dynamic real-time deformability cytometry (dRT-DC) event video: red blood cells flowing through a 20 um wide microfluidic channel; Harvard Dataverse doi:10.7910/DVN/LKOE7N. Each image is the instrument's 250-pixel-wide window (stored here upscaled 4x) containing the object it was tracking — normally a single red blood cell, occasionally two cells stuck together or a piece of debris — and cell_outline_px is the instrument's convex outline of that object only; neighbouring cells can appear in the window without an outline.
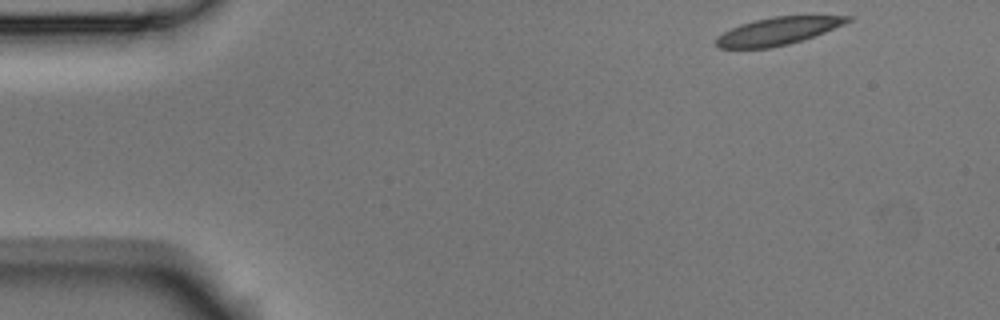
{"species": "Egyptian fruit bat (a non-hibernating species)", "species_latin": "Rousettus aegyptiacus", "temperature_condition": "room temperature", "stored_images_in_passage": 3, "camera_frame_rate_fps": 3000, "um_per_image_px": 0.085, "animal": {"sex": "male"}, "frame": {"image": 1, "passage_image": 1, "time_ms": 0.0, "image_size_px": [1000, 320], "cell_outline_px": [[856, 16], [852, 20], [844, 24], [824, 32], [788, 44], [772, 48], [720, 48], [716, 44], [716, 36], [740, 24], [752, 20], [772, 16]], "centroid_in_image_um": [66.1, 2.63], "position_along_channel_um": 18.9, "area_um2": 20.98}}
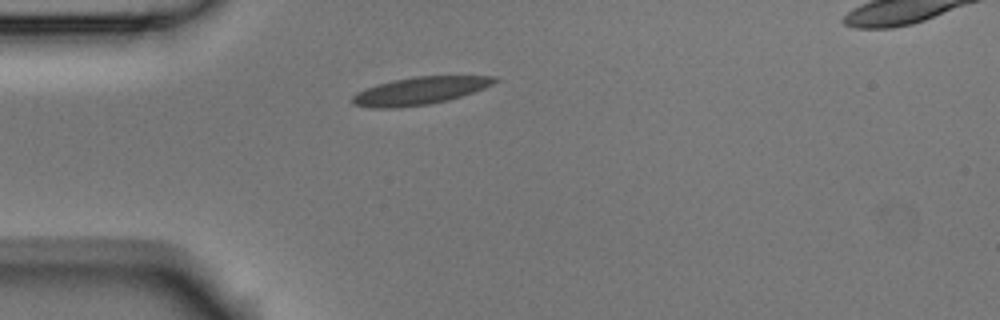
{"frame": {"image": 2, "passage_image": 3, "time_ms": 0.667, "image_size_px": [1000, 320], "cell_outline_px": [[500, 80], [484, 88], [448, 100], [428, 104], [396, 108], [372, 108], [356, 104], [352, 100], [352, 96], [356, 92], [364, 88], [376, 84], [392, 80], [416, 76], [500, 76]], "centroid_in_image_um": [35.69, 7.7], "position_along_channel_um": 49.3, "area_um2": 22.83}}